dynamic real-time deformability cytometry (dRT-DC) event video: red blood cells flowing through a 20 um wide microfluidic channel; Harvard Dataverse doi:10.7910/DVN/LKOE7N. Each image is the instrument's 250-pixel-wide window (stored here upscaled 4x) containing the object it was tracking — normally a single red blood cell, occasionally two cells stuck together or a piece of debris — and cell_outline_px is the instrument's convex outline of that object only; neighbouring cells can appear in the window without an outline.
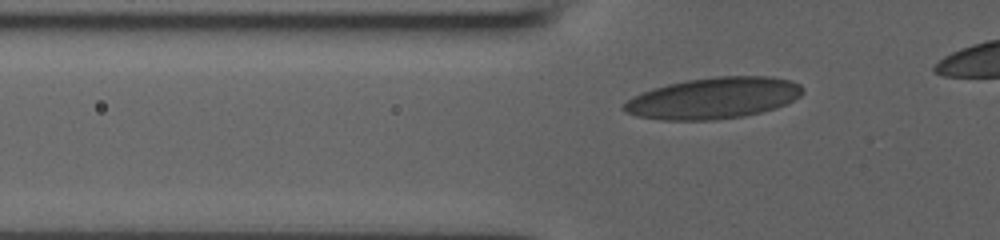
{"species": "human", "species_latin": "Homo sapiens", "temperature_condition": "room temperature", "stored_images_in_passage": 32, "camera_frame_rate_fps": 3000, "um_per_image_px": 0.085, "donor": {"sex": "male"}, "frame": {"image": 1, "passage_image": 6, "time_ms": 1.667, "image_size_px": [1000, 240], "cell_outline_px": [[804, 92], [800, 96], [776, 108], [744, 116], [712, 120], [664, 120], [636, 116], [624, 112], [620, 108], [632, 96], [640, 92], [652, 88], [668, 84], [688, 80], [716, 76], [772, 76], [792, 80], [800, 84], [804, 88]], "centroid_in_image_um": [60.64, 8.33], "position_along_channel_um": 65.2, "area_um2": 43.23}}
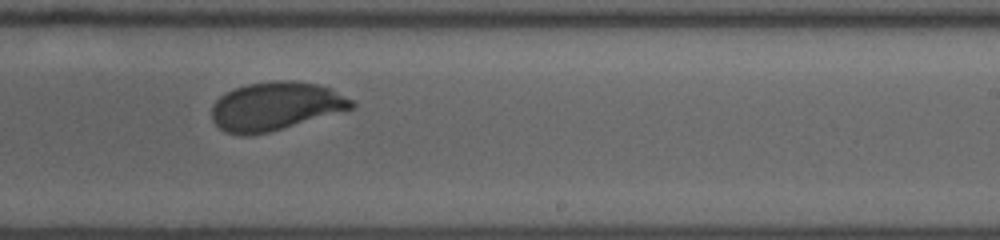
{"frame": {"image": 2, "passage_image": 21, "time_ms": 6.667, "image_size_px": [1000, 240], "cell_outline_px": [[356, 104], [352, 108], [268, 132], [244, 136], [224, 132], [212, 120], [212, 104], [224, 92], [244, 84], [272, 80], [292, 80], [320, 84], [332, 88], [352, 100]], "centroid_in_image_um": [23.38, 9.0], "position_along_channel_um": 265.6, "area_um2": 39.48}}
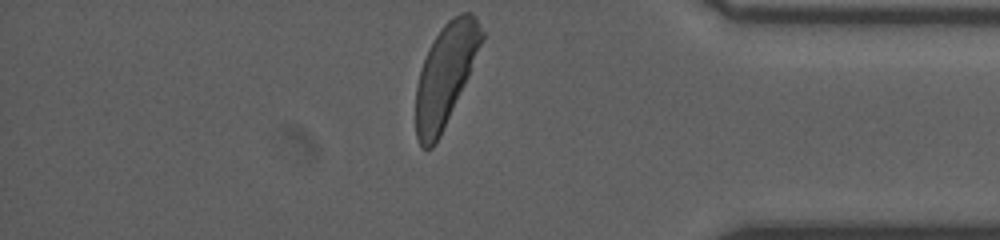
{"frame": {"image": 3, "passage_image": 32, "time_ms": 10.333, "image_size_px": [1000, 240], "cell_outline_px": [[484, 40], [468, 76], [440, 136], [432, 148], [420, 148], [416, 136], [416, 84], [420, 68], [428, 48], [444, 24], [448, 20], [460, 12], [472, 12], [484, 32]], "centroid_in_image_um": [37.85, 6.35], "position_along_channel_um": 397.4, "area_um2": 38.61}}